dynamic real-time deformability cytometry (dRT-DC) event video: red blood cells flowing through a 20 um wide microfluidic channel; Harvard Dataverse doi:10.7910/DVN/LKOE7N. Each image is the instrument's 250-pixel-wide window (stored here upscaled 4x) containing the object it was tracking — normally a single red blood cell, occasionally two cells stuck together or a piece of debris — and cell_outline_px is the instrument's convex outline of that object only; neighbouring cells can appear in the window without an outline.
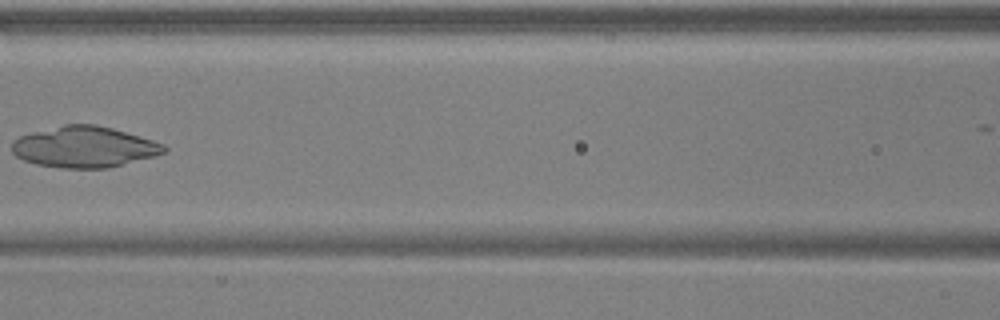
{"species": "common noctule bat (a hibernating species)", "species_latin": "Nyctalus noctula", "temperature_condition": "warm", "stored_images_in_passage": 7, "camera_frame_rate_fps": 3000, "um_per_image_px": 0.085, "animal": {"sex": "male", "body_mass_g": 17.9, "forearm_length_mm": 54.2}, "frame": {"image": 1, "passage_image": 6, "time_ms": 1.667, "image_size_px": [1000, 320], "cell_outline_px": [[168, 148], [164, 152], [156, 156], [108, 168], [60, 168], [36, 164], [24, 160], [16, 156], [12, 152], [12, 140], [20, 136], [32, 132], [64, 124], [96, 124], [112, 128], [152, 140], [164, 144]], "centroid_in_image_um": [7.15, 12.49], "position_along_channel_um": 159.4, "area_um2": 36.41}}
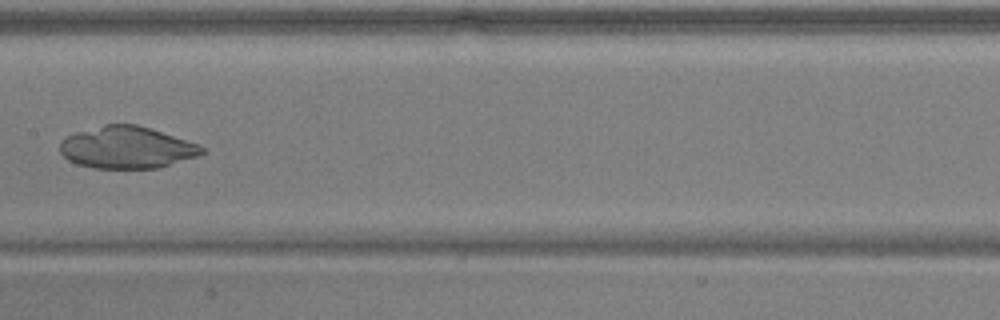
{"frame": {"image": 2, "passage_image": 7, "time_ms": 2.0, "image_size_px": [1000, 320], "cell_outline_px": [[204, 152], [196, 156], [160, 168], [92, 168], [76, 164], [68, 160], [60, 152], [60, 140], [76, 132], [104, 124], [136, 124], [196, 144], [204, 148]], "centroid_in_image_um": [10.71, 12.55], "position_along_channel_um": 196.7, "area_um2": 34.33}}